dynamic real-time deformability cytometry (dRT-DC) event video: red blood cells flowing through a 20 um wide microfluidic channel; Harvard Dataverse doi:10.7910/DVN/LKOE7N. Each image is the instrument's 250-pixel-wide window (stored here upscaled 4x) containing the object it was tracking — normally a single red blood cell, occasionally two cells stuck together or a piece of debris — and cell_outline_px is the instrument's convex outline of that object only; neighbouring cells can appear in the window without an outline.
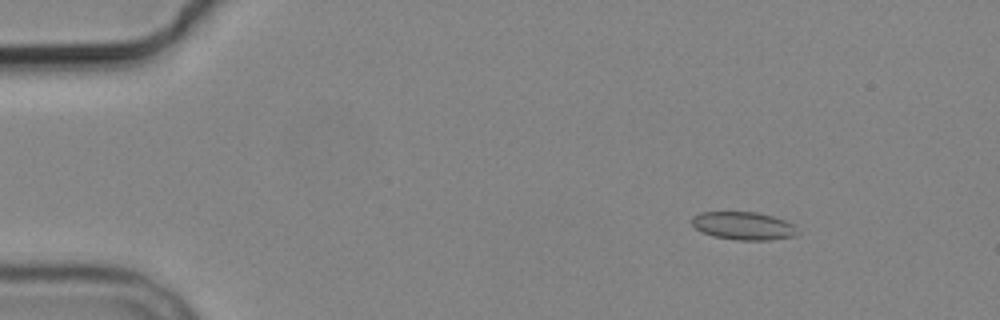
{"species": "common noctule bat (a hibernating species)", "species_latin": "Nyctalus noctula", "temperature_condition": "cold", "stored_images_in_passage": 4, "camera_frame_rate_fps": 3000, "um_per_image_px": 0.085, "animal": {"sex": "male", "body_mass_g": 19.2, "forearm_length_mm": 51.8}, "frame": {"image": 1, "passage_image": 3, "time_ms": 2.333, "image_size_px": [1000, 320], "cell_outline_px": [[800, 232], [796, 236], [768, 240], [736, 240], [712, 236], [696, 228], [692, 224], [692, 216], [700, 212], [756, 212], [772, 216], [784, 220], [792, 224]], "centroid_in_image_um": [63.2, 19.2], "position_along_channel_um": 21.8, "area_um2": 17.22}}